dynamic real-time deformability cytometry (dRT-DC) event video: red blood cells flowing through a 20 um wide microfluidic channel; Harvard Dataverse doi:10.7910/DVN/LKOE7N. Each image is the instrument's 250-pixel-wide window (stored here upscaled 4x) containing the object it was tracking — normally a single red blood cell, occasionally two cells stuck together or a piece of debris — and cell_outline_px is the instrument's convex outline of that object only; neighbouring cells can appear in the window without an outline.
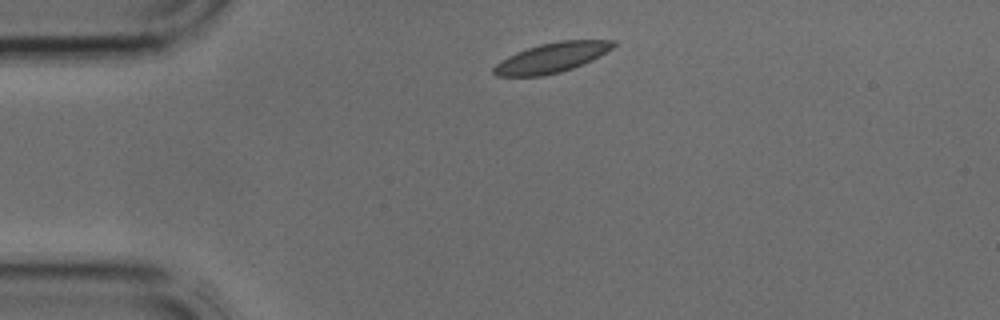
{"species": "common noctule bat (a hibernating species)", "species_latin": "Nyctalus noctula", "temperature_condition": "cold", "stored_images_in_passage": 1, "camera_frame_rate_fps": 3000, "um_per_image_px": 0.085, "animal": {"sex": "male", "body_mass_g": 17.9, "forearm_length_mm": 54.2}, "frame": {"image": 1, "passage_image": 1, "time_ms": 0.0, "image_size_px": [1000, 320], "cell_outline_px": [[616, 44], [612, 48], [600, 56], [592, 60], [572, 68], [560, 72], [544, 76], [496, 76], [492, 72], [492, 68], [500, 60], [516, 52], [540, 44], [560, 40], [616, 40]], "centroid_in_image_um": [46.88, 4.9], "position_along_channel_um": 38.1, "area_um2": 20.81}}